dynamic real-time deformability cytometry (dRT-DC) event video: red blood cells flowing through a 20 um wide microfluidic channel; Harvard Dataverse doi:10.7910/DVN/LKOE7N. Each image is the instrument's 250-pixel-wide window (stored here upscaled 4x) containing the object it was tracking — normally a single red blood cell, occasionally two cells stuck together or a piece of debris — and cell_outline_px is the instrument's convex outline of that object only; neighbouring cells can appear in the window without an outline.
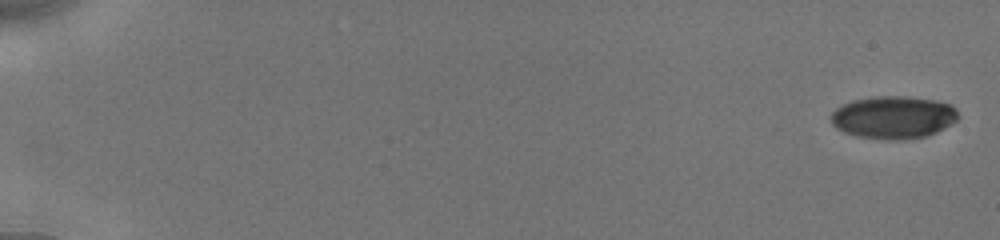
{"species": "human", "species_latin": "Homo sapiens", "temperature_condition": "cold", "stored_images_in_passage": 25, "camera_frame_rate_fps": 3000, "um_per_image_px": 0.085, "donor": {"sex": "male"}, "frame": {"image": 1, "passage_image": 1, "time_ms": 0.0, "image_size_px": [1000, 240], "cell_outline_px": [[956, 120], [936, 132], [924, 136], [900, 140], [888, 140], [856, 136], [844, 132], [836, 128], [832, 124], [828, 116], [836, 108], [852, 100], [872, 96], [908, 96], [936, 100], [948, 104], [956, 108]], "centroid_in_image_um": [75.87, 9.96], "position_along_channel_um": 9.1, "area_um2": 31.62}}
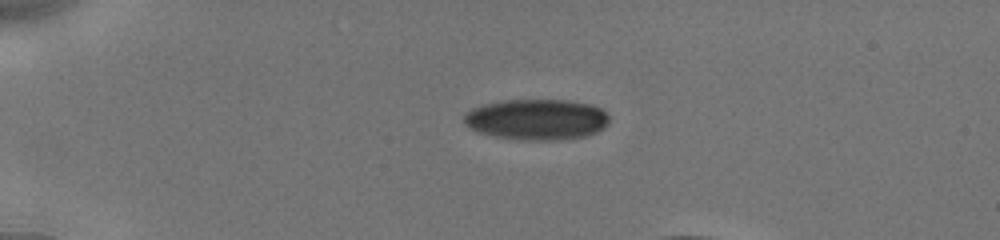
{"frame": {"image": 2, "passage_image": 15, "time_ms": 4.333, "image_size_px": [1000, 240], "cell_outline_px": [[608, 124], [604, 128], [596, 132], [584, 136], [556, 140], [520, 140], [496, 136], [480, 132], [464, 124], [464, 112], [472, 108], [484, 104], [504, 100], [568, 100], [588, 104], [600, 108], [608, 116]], "centroid_in_image_um": [45.6, 10.15], "position_along_channel_um": 39.4, "area_um2": 34.39}}